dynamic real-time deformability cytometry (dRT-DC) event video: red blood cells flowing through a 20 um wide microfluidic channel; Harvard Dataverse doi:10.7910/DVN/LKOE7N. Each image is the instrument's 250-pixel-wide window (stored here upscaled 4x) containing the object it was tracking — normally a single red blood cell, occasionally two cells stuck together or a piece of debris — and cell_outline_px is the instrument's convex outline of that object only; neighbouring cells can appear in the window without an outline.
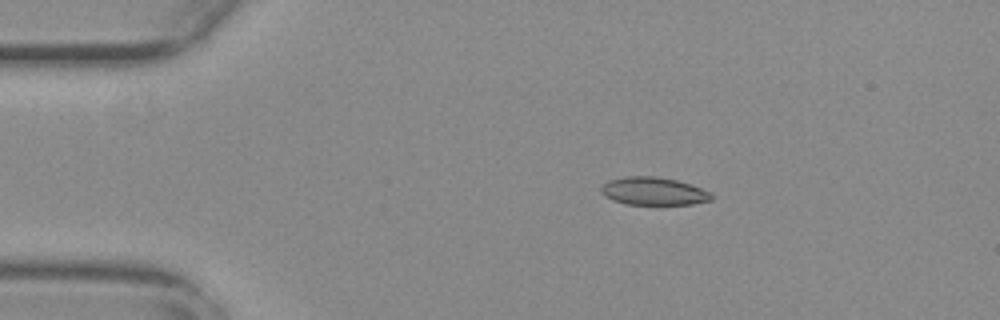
{"species": "common noctule bat (a hibernating species)", "species_latin": "Nyctalus noctula", "temperature_condition": "warm", "stored_images_in_passage": 56, "camera_frame_rate_fps": 3000, "um_per_image_px": 0.085, "animal": {"sex": "female", "body_mass_g": 29.2, "forearm_length_mm": 56.3}, "frame": {"image": 1, "passage_image": 11, "time_ms": 3.333, "image_size_px": [1000, 320], "cell_outline_px": [[712, 200], [692, 204], [624, 204], [612, 200], [604, 196], [600, 192], [600, 188], [608, 180], [624, 176], [656, 176], [676, 180], [692, 184], [712, 192]], "centroid_in_image_um": [55.54, 16.24], "position_along_channel_um": 29.5, "area_um2": 18.15}}
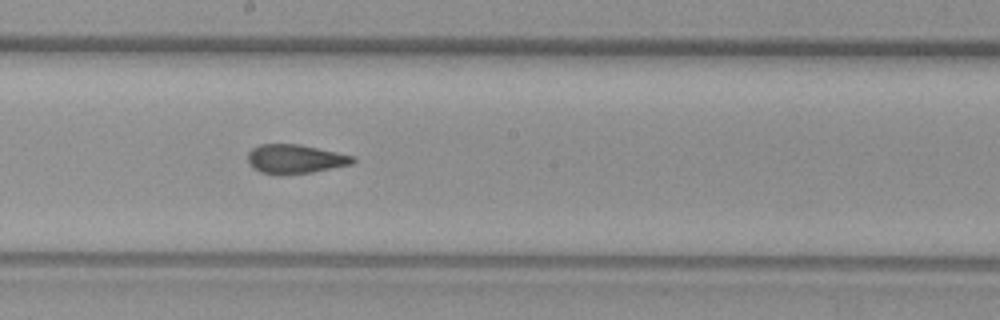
{"frame": {"image": 2, "passage_image": 31, "time_ms": 10.0, "image_size_px": [1000, 320], "cell_outline_px": [[356, 160], [352, 164], [312, 172], [280, 176], [260, 172], [252, 168], [248, 164], [248, 152], [252, 148], [260, 144], [300, 144], [356, 156]], "centroid_in_image_um": [25.07, 13.52], "position_along_channel_um": 223.1, "area_um2": 18.15}}
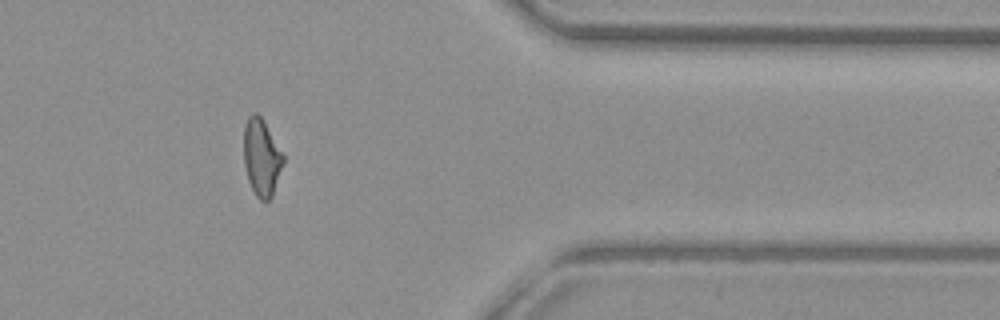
{"frame": {"image": 3, "passage_image": 46, "time_ms": 15.0, "image_size_px": [1000, 320], "cell_outline_px": [[284, 164], [272, 196], [268, 200], [260, 200], [256, 196], [248, 180], [244, 164], [244, 128], [248, 116], [252, 112], [256, 112], [264, 120], [284, 152]], "centroid_in_image_um": [22.26, 13.35], "position_along_channel_um": 389.1, "area_um2": 18.03}, "authors_computed_cell_mechanics": {"area_um2": 18.0625, "velocity_mm_per_s": 3.7539, "shape_relaxation_time_tau1_ms": null, "shape_relaxation_time_tau2_ms": 1.4051, "deformation_change_tau1": null, "deformation_change_tau2": 0.0885}}